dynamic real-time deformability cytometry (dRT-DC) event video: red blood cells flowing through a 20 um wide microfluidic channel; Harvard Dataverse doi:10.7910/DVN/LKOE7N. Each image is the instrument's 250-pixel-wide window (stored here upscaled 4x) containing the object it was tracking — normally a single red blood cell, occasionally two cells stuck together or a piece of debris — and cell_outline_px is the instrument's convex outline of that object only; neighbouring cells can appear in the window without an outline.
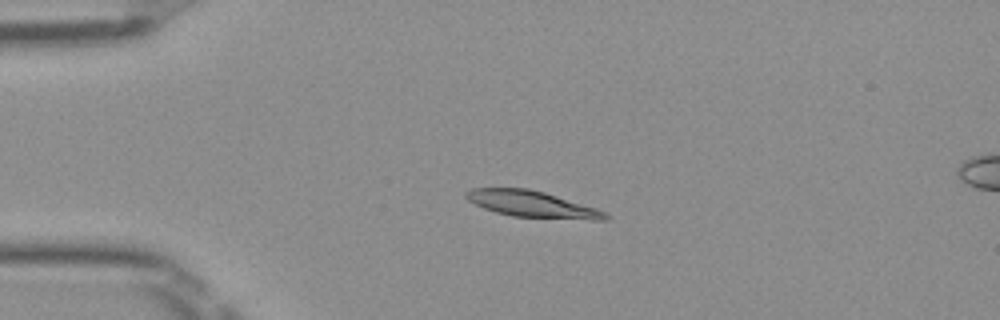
{"species": "Egyptian fruit bat (a non-hibernating species)", "species_latin": "Rousettus aegyptiacus", "temperature_condition": "room temperature", "stored_images_in_passage": 40, "camera_frame_rate_fps": 3000, "um_per_image_px": 0.085, "frame": {"image": 1, "passage_image": 1, "time_ms": 0.0, "image_size_px": [1000, 320], "cell_outline_px": [[608, 220], [592, 220], [512, 216], [496, 212], [484, 208], [468, 200], [464, 196], [464, 192], [472, 188], [528, 188], [544, 192], [596, 208], [604, 212], [608, 216]], "centroid_in_image_um": [45.2, 17.35], "position_along_channel_um": 39.8, "area_um2": 21.21}}
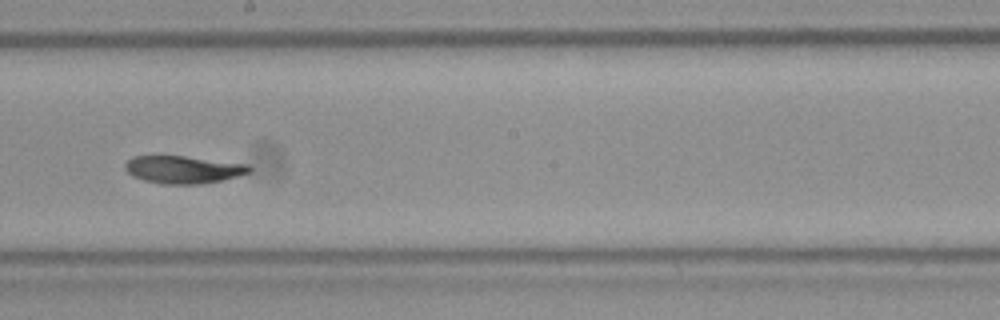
{"frame": {"image": 2, "passage_image": 18, "time_ms": 5.667, "image_size_px": [1000, 320], "cell_outline_px": [[252, 172], [220, 180], [200, 184], [160, 184], [144, 180], [132, 176], [124, 168], [124, 164], [132, 156], [184, 156], [248, 164], [252, 168]], "centroid_in_image_um": [15.56, 14.41], "position_along_channel_um": 232.6, "area_um2": 19.94}}
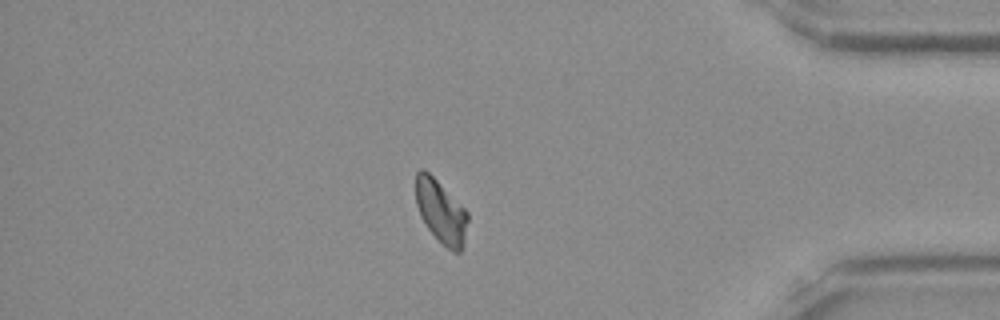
{"frame": {"image": 3, "passage_image": 33, "time_ms": 10.667, "image_size_px": [1000, 320], "cell_outline_px": [[468, 220], [460, 252], [452, 252], [428, 228], [420, 216], [416, 204], [416, 172], [420, 168], [424, 168], [468, 212]], "centroid_in_image_um": [37.45, 17.95], "position_along_channel_um": 397.7, "area_um2": 18.55}, "authors_computed_cell_mechanics": {"area_um2": 20.4323, "velocity_mm_per_s": 3.9512, "shape_relaxation_time_tau1_ms": 4.3745, "shape_relaxation_time_tau2_ms": 3.1313, "deformation_change_tau1": 0.1421, "deformation_change_tau2": 0.0713}}